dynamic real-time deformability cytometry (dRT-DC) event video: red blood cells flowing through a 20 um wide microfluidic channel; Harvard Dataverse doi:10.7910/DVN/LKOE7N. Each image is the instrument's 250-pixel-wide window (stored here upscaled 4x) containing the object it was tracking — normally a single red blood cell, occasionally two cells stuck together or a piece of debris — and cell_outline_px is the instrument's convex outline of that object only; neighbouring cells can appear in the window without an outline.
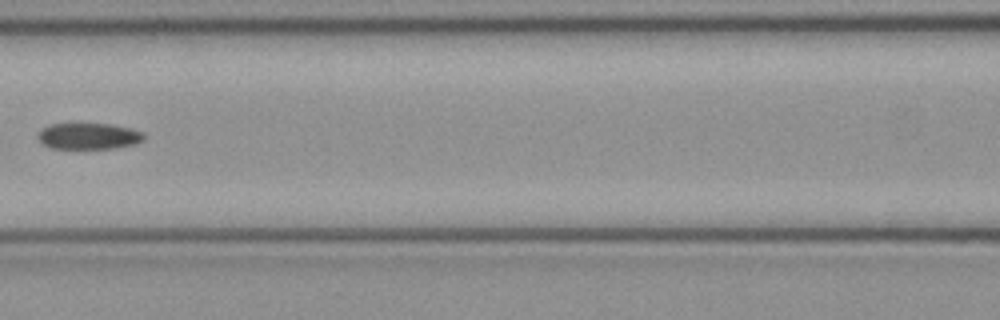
{"species": "common noctule bat (a hibernating species)", "species_latin": "Nyctalus noctula", "temperature_condition": "cold", "stored_images_in_passage": 7, "camera_frame_rate_fps": 3000, "um_per_image_px": 0.085, "animal": {"sex": "female", "body_mass_g": 21.9}, "frame": {"image": 1, "passage_image": 6, "time_ms": 1.667, "image_size_px": [1000, 320], "cell_outline_px": [[144, 140], [136, 144], [112, 148], [52, 148], [40, 144], [36, 136], [40, 128], [48, 124], [112, 124], [144, 132]], "centroid_in_image_um": [7.48, 11.57], "position_along_channel_um": 159.1, "area_um2": 16.36}}
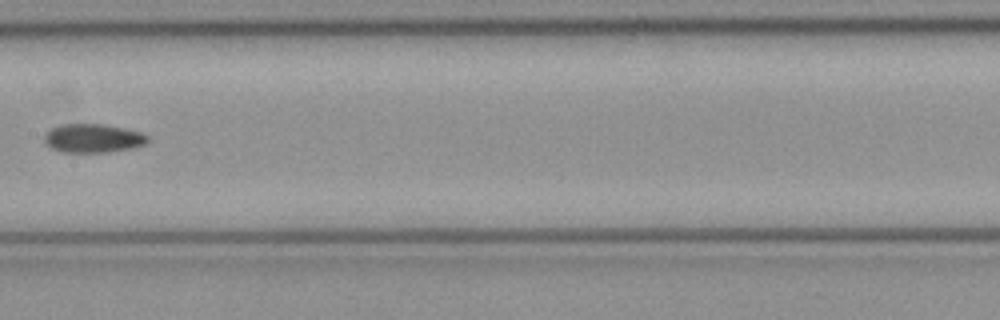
{"frame": {"image": 2, "passage_image": 7, "time_ms": 2.0, "image_size_px": [1000, 320], "cell_outline_px": [[148, 144], [132, 148], [108, 152], [60, 152], [44, 144], [44, 136], [52, 128], [64, 124], [100, 124], [124, 128], [140, 132], [148, 136]], "centroid_in_image_um": [7.91, 11.76], "position_along_channel_um": 199.5, "area_um2": 17.28}}